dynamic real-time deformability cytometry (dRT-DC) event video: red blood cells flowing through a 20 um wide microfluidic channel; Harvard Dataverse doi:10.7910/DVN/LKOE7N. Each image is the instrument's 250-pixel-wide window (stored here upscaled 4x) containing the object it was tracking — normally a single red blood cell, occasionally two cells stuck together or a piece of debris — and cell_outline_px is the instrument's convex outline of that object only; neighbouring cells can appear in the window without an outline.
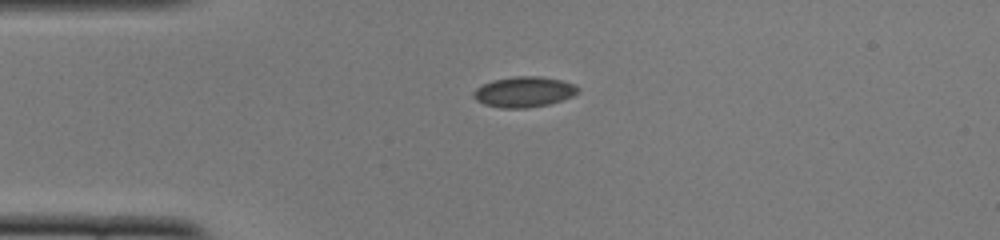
{"species": "common noctule bat (a hibernating species)", "species_latin": "Nyctalus noctula", "temperature_condition": "cold", "stored_images_in_passage": 42, "camera_frame_rate_fps": 3000, "um_per_image_px": 0.085, "animal": {"sex": "female", "body_mass_g": 22.0, "forearm_length_mm": 56.7}, "frame": {"image": 1, "passage_image": 1, "time_ms": 0.0, "image_size_px": [1000, 240], "cell_outline_px": [[580, 92], [572, 96], [548, 104], [528, 108], [500, 108], [484, 104], [476, 100], [472, 96], [472, 92], [476, 88], [492, 80], [516, 76], [540, 76], [560, 80], [576, 84], [580, 88]], "centroid_in_image_um": [44.54, 7.81], "position_along_channel_um": 40.5, "area_um2": 18.67}}
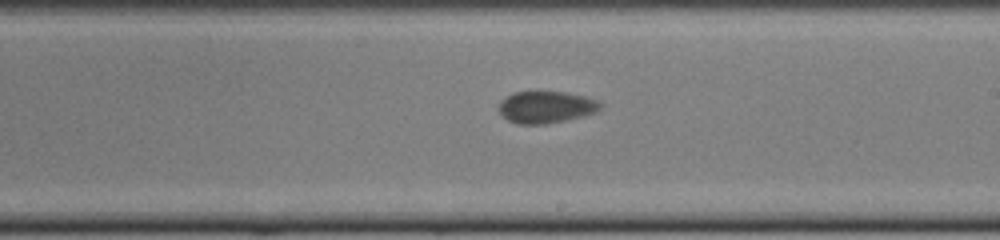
{"frame": {"image": 2, "passage_image": 19, "time_ms": 6.0, "image_size_px": [1000, 240], "cell_outline_px": [[600, 108], [596, 112], [584, 116], [544, 124], [516, 124], [508, 120], [500, 112], [500, 100], [512, 92], [564, 92], [584, 96], [596, 100], [600, 104]], "centroid_in_image_um": [46.39, 9.1], "position_along_channel_um": 242.6, "area_um2": 18.67}}
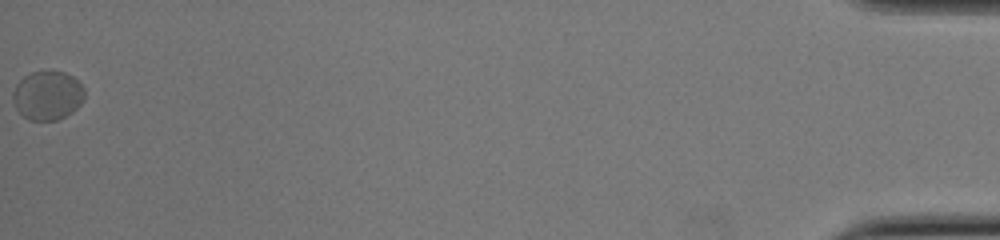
{"frame": {"image": 3, "passage_image": 42, "time_ms": 13.667, "image_size_px": [1000, 240], "cell_outline_px": [[84, 100], [72, 112], [56, 120], [28, 120], [16, 108], [12, 100], [12, 92], [16, 84], [24, 76], [32, 72], [64, 72], [72, 76], [84, 88]], "centroid_in_image_um": [4.02, 8.12], "position_along_channel_um": 431.2, "area_um2": 20.29}, "authors_computed_cell_mechanics": {"area_um2": 19.3919, "velocity_mm_per_s": 3.7619, "shape_relaxation_time_tau1_ms": 3.5692, "shape_relaxation_time_tau2_ms": null, "deformation_change_tau1": 0.0924, "deformation_change_tau2": null}}